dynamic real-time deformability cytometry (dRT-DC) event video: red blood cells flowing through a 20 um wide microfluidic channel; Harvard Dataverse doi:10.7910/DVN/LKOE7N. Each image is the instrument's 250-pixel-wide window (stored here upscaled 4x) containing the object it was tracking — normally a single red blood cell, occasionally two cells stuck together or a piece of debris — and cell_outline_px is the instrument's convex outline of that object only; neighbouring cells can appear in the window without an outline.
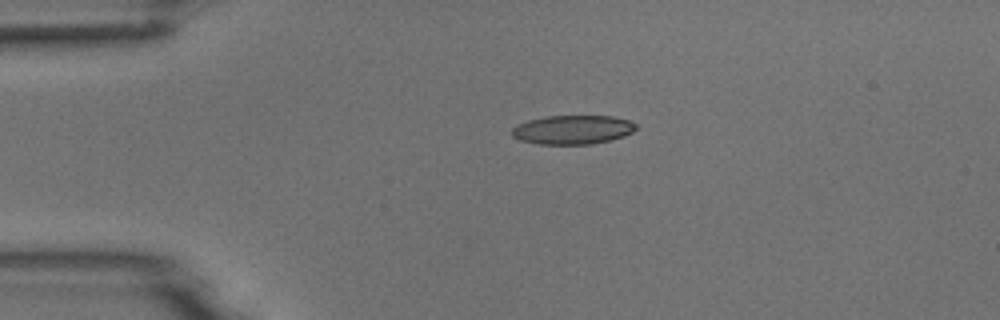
{"species": "common noctule bat (a hibernating species)", "species_latin": "Nyctalus noctula", "temperature_condition": "room temperature", "stored_images_in_passage": 6, "camera_frame_rate_fps": 3000, "um_per_image_px": 0.085, "animal": {"sex": "male", "body_mass_g": 18.8}, "frame": {"image": 1, "passage_image": 6, "time_ms": 5.667, "image_size_px": [1000, 320], "cell_outline_px": [[640, 128], [624, 136], [612, 140], [592, 144], [536, 144], [520, 140], [512, 136], [512, 128], [516, 124], [528, 120], [548, 116], [612, 116], [628, 120], [636, 124]], "centroid_in_image_um": [48.69, 11.03], "position_along_channel_um": 36.3, "area_um2": 21.15}}